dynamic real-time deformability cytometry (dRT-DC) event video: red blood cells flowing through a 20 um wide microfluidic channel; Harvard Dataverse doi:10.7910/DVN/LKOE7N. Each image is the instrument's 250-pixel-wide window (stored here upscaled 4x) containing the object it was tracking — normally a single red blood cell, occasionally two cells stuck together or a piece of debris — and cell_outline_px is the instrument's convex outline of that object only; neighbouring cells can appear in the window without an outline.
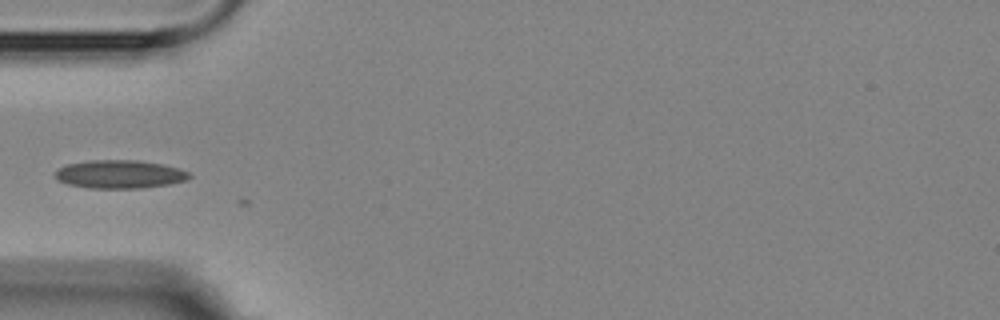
{"species": "Egyptian fruit bat (a non-hibernating species)", "species_latin": "Rousettus aegyptiacus", "temperature_condition": "room temperature", "stored_images_in_passage": 3, "camera_frame_rate_fps": 3000, "um_per_image_px": 0.085, "animal": {"sex": "female"}, "frame": {"image": 1, "passage_image": 2, "time_ms": 1.333, "image_size_px": [1000, 320], "cell_outline_px": [[192, 176], [188, 180], [168, 184], [140, 188], [88, 188], [68, 184], [56, 180], [56, 172], [60, 168], [68, 164], [92, 160], [136, 160], [160, 164], [176, 168], [188, 172]], "centroid_in_image_um": [10.17, 14.82], "position_along_channel_um": 74.8, "area_um2": 21.85}}
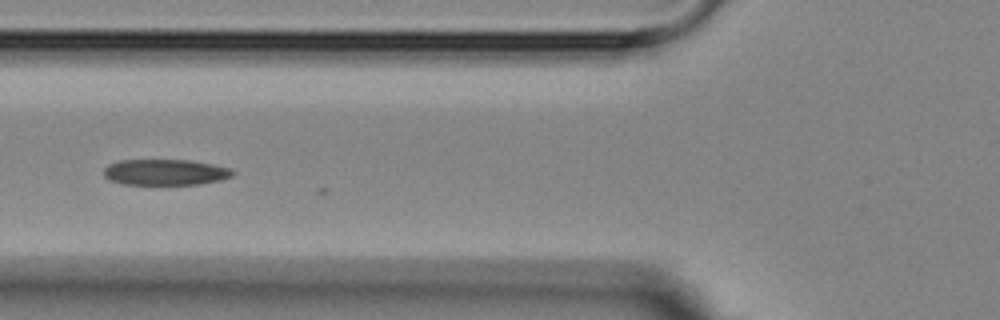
{"frame": {"image": 2, "passage_image": 3, "time_ms": 2.333, "image_size_px": [1000, 320], "cell_outline_px": [[236, 172], [232, 176], [220, 180], [200, 184], [124, 184], [108, 180], [104, 176], [104, 168], [108, 164], [120, 160], [188, 160], [212, 164], [232, 168]], "centroid_in_image_um": [14.05, 14.63], "position_along_channel_um": 111.7, "area_um2": 19.54}}